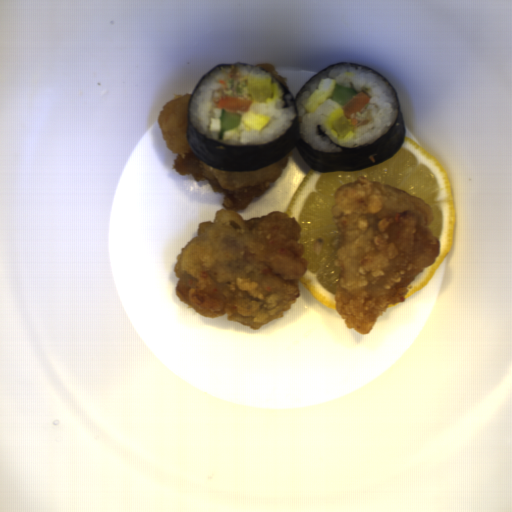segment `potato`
Masks as SVG:
<instances>
[{
    "label": "potato",
    "mask_w": 512,
    "mask_h": 512,
    "mask_svg": "<svg viewBox=\"0 0 512 512\" xmlns=\"http://www.w3.org/2000/svg\"><path fill=\"white\" fill-rule=\"evenodd\" d=\"M272 79H249L247 82V92L253 103H267L275 101L279 94L277 83H272Z\"/></svg>",
    "instance_id": "72c452e6"
},
{
    "label": "potato",
    "mask_w": 512,
    "mask_h": 512,
    "mask_svg": "<svg viewBox=\"0 0 512 512\" xmlns=\"http://www.w3.org/2000/svg\"><path fill=\"white\" fill-rule=\"evenodd\" d=\"M327 121L329 128L337 132L340 138H346L349 134H354L356 130V124H352V121L346 117L343 108L331 113Z\"/></svg>",
    "instance_id": "e7d74ba8"
}]
</instances>
